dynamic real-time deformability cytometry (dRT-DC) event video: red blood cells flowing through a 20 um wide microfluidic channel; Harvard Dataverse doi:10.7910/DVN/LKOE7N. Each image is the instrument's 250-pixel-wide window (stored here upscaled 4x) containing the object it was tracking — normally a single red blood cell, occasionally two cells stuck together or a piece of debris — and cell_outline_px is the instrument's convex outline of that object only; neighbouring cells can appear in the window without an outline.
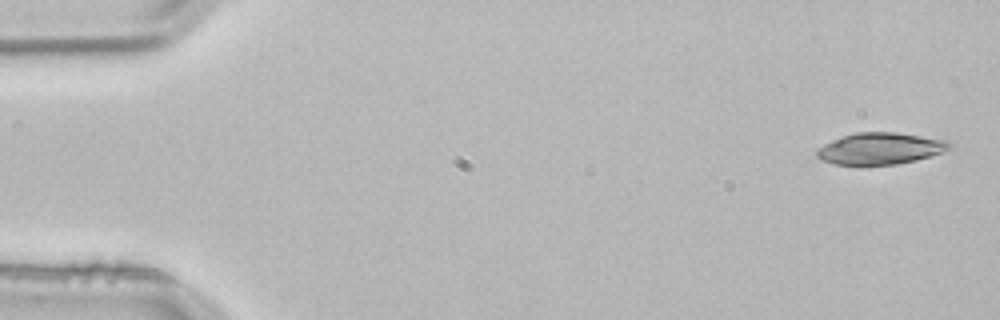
{"species": "common noctule bat (a hibernating species)", "species_latin": "Nyctalus noctula", "temperature_condition": "room temperature", "stored_images_in_passage": 3, "camera_frame_rate_fps": 3000, "um_per_image_px": 0.085, "animal": {"sex": "male", "body_mass_g": 21.5, "forearm_length_mm": 52.0}, "frame": {"image": 1, "passage_image": 1, "time_ms": 0.0, "image_size_px": [1000, 320], "cell_outline_px": [[952, 148], [916, 160], [896, 164], [836, 164], [820, 160], [816, 156], [816, 148], [832, 140], [856, 132], [896, 132], [948, 140], [952, 144]], "centroid_in_image_um": [74.8, 12.61], "position_along_channel_um": 10.2, "area_um2": 24.28}}